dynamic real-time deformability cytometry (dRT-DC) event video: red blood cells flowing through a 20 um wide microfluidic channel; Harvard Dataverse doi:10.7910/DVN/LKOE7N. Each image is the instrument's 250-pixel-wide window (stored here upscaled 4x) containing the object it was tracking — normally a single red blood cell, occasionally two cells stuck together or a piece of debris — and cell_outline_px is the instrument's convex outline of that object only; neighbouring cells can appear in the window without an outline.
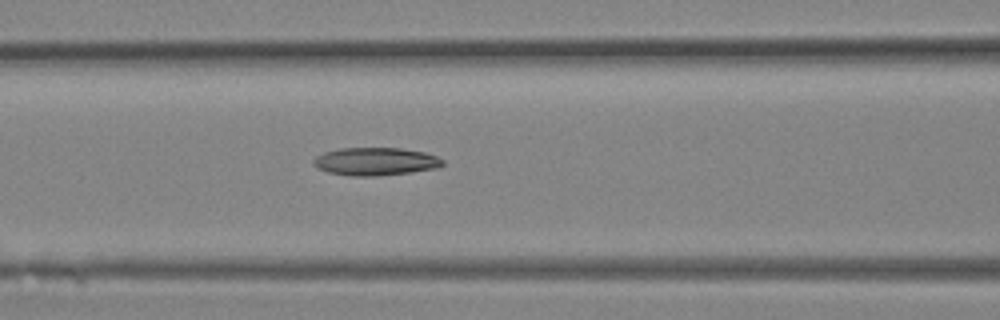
{"species": "Egyptian fruit bat (a non-hibernating species)", "species_latin": "Rousettus aegyptiacus", "temperature_condition": "room temperature", "stored_images_in_passage": 14, "camera_frame_rate_fps": 3000, "um_per_image_px": 0.085, "animal": {"sex": "female"}, "frame": {"image": 1, "passage_image": 12, "time_ms": 3.667, "image_size_px": [1000, 320], "cell_outline_px": [[444, 164], [440, 168], [412, 172], [376, 176], [352, 176], [328, 172], [316, 168], [312, 164], [312, 160], [316, 156], [324, 152], [340, 148], [400, 148], [424, 152], [436, 156], [444, 160]], "centroid_in_image_um": [31.91, 13.73], "position_along_channel_um": 134.7, "area_um2": 21.21}}
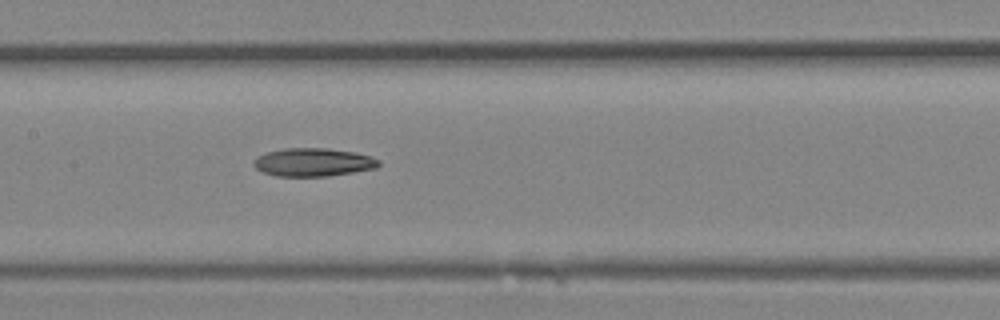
{"frame": {"image": 2, "passage_image": 14, "time_ms": 4.333, "image_size_px": [1000, 320], "cell_outline_px": [[380, 164], [376, 168], [328, 176], [276, 176], [264, 172], [256, 168], [252, 164], [252, 160], [256, 156], [268, 152], [284, 148], [328, 148], [356, 152], [380, 160]], "centroid_in_image_um": [26.59, 13.78], "position_along_channel_um": 180.8, "area_um2": 20.58}}